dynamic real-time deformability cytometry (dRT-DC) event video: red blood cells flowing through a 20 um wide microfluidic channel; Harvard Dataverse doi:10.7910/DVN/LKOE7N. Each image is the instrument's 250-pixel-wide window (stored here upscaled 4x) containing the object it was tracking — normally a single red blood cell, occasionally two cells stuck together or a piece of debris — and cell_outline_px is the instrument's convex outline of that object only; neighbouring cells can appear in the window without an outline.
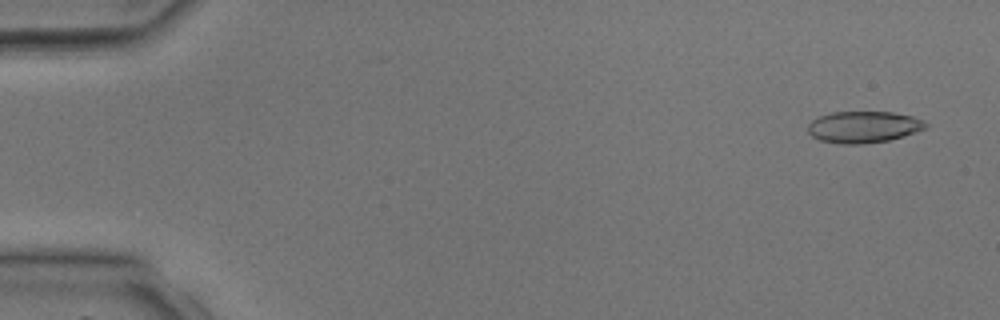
{"species": "common noctule bat (a hibernating species)", "species_latin": "Nyctalus noctula", "temperature_condition": "room temperature", "stored_images_in_passage": 40, "camera_frame_rate_fps": 3000, "um_per_image_px": 0.085, "animal": {"sex": "male", "body_mass_g": 17.9, "forearm_length_mm": 54.2}, "frame": {"image": 1, "passage_image": 2, "time_ms": 0.333, "image_size_px": [1000, 320], "cell_outline_px": [[928, 128], [904, 136], [888, 140], [864, 144], [840, 144], [820, 140], [812, 136], [808, 132], [808, 124], [812, 120], [820, 116], [832, 112], [892, 112], [912, 116], [924, 120], [928, 124]], "centroid_in_image_um": [73.42, 10.79], "position_along_channel_um": 11.6, "area_um2": 21.79}}
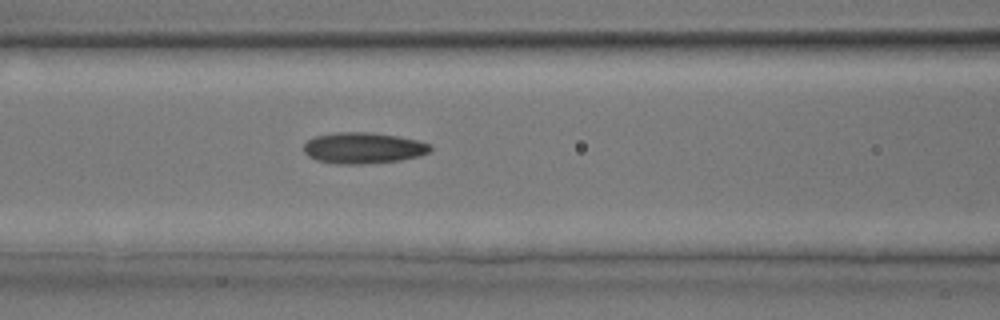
{"frame": {"image": 2, "passage_image": 17, "time_ms": 5.333, "image_size_px": [1000, 320], "cell_outline_px": [[432, 148], [428, 152], [420, 156], [400, 160], [360, 164], [336, 164], [316, 160], [308, 156], [304, 152], [304, 144], [308, 140], [316, 136], [336, 132], [372, 132], [396, 136], [416, 140], [432, 144]], "centroid_in_image_um": [30.87, 12.58], "position_along_channel_um": 135.7, "area_um2": 22.95}}
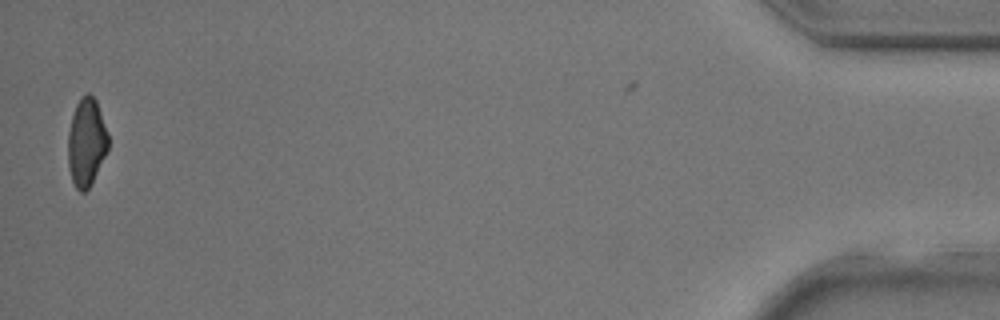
{"frame": {"image": 3, "passage_image": 39, "time_ms": 12.667, "image_size_px": [1000, 320], "cell_outline_px": [[108, 148], [88, 188], [84, 192], [80, 192], [76, 188], [72, 180], [68, 168], [68, 132], [72, 116], [76, 104], [80, 96], [88, 92], [96, 100], [108, 132]], "centroid_in_image_um": [7.33, 12.05], "position_along_channel_um": 427.9, "area_um2": 20.46}}